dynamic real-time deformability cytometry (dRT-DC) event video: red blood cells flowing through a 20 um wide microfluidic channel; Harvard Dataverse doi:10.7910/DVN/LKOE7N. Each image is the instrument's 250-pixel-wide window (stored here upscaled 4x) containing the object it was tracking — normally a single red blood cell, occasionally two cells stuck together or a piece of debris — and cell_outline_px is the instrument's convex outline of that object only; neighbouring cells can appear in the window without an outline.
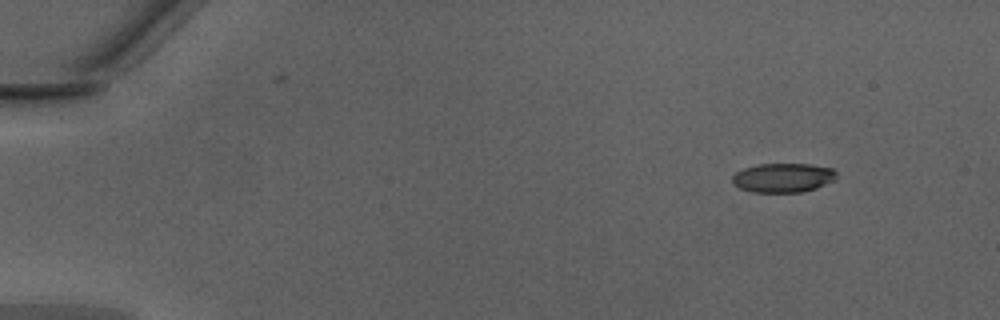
{"species": "Egyptian fruit bat (a non-hibernating species)", "species_latin": "Rousettus aegyptiacus", "temperature_condition": "warm", "stored_images_in_passage": 44, "camera_frame_rate_fps": 3000, "um_per_image_px": 0.085, "animal": {"sex": "male"}, "frame": {"image": 1, "passage_image": 1, "time_ms": 0.0, "image_size_px": [1000, 320], "cell_outline_px": [[836, 176], [832, 180], [816, 188], [800, 192], [752, 192], [740, 188], [732, 184], [732, 176], [736, 172], [744, 168], [760, 164], [812, 164], [832, 168], [836, 172]], "centroid_in_image_um": [66.53, 15.1], "position_along_channel_um": 18.5, "area_um2": 17.63}}
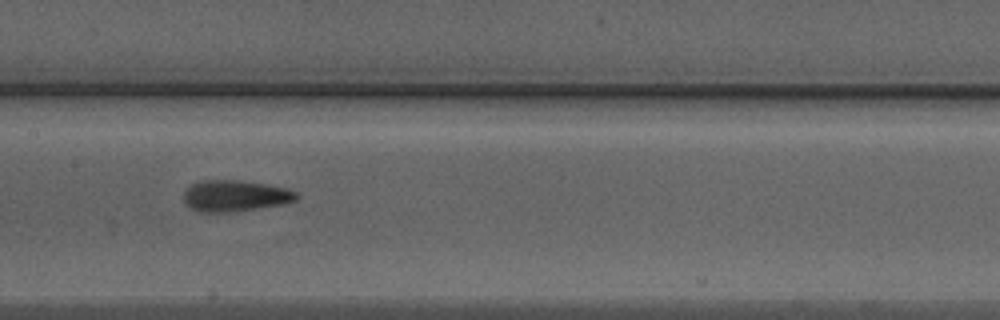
{"frame": {"image": 2, "passage_image": 21, "time_ms": 6.667, "image_size_px": [1000, 320], "cell_outline_px": [[300, 196], [296, 200], [284, 204], [232, 212], [196, 212], [184, 200], [184, 192], [192, 184], [200, 180], [236, 180], [264, 184], [284, 188], [296, 192]], "centroid_in_image_um": [19.98, 16.65], "position_along_channel_um": 187.4, "area_um2": 20.4}}
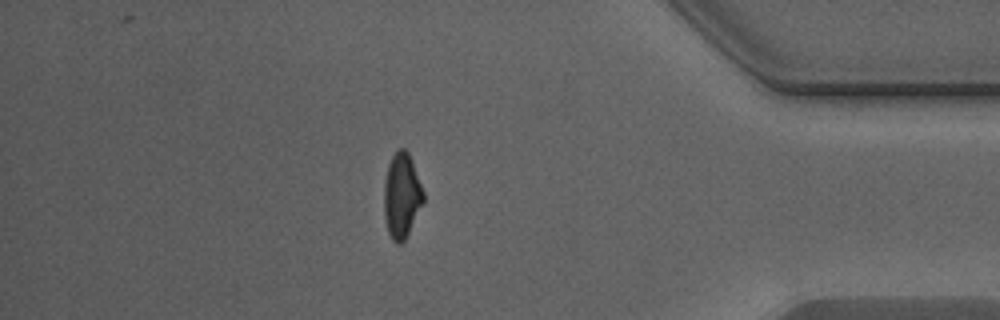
{"frame": {"image": 3, "passage_image": 38, "time_ms": 12.333, "image_size_px": [1000, 320], "cell_outline_px": [[424, 200], [404, 240], [400, 244], [396, 244], [392, 240], [388, 232], [384, 216], [384, 184], [388, 164], [396, 148], [404, 148], [408, 152], [424, 192]], "centroid_in_image_um": [34.12, 16.61], "position_along_channel_um": 401.1, "area_um2": 19.31}, "authors_computed_cell_mechanics": {"area_um2": 19.363, "velocity_mm_per_s": 4.34, "shape_relaxation_time_tau1_ms": 7.9699, "shape_relaxation_time_tau2_ms": 1.4417, "deformation_change_tau1": 0.2257, "deformation_change_tau2": 0.0981}}